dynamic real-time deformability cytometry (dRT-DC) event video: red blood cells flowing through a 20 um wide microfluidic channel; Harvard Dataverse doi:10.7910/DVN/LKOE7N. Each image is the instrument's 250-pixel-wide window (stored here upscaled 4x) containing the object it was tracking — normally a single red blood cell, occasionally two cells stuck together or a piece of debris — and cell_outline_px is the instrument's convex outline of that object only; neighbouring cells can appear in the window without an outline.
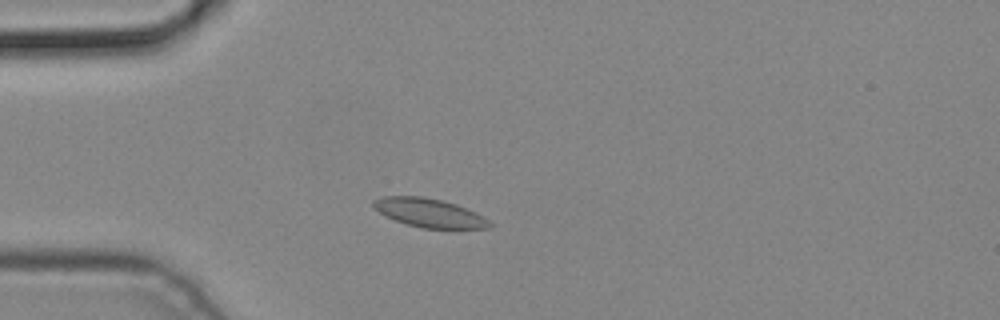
{"species": "common noctule bat (a hibernating species)", "species_latin": "Nyctalus noctula", "temperature_condition": "cold", "stored_images_in_passage": 3, "camera_frame_rate_fps": 3000, "um_per_image_px": 0.085, "animal": {"sex": "male", "body_mass_g": 19.2, "forearm_length_mm": 51.8}, "frame": {"image": 1, "passage_image": 3, "time_ms": 0.667, "image_size_px": [1000, 320], "cell_outline_px": [[492, 224], [488, 228], [452, 232], [424, 228], [408, 224], [396, 220], [372, 208], [372, 200], [380, 196], [420, 196], [440, 200], [456, 204], [476, 212], [488, 220]], "centroid_in_image_um": [36.56, 18.14], "position_along_channel_um": 48.4, "area_um2": 20.11}}